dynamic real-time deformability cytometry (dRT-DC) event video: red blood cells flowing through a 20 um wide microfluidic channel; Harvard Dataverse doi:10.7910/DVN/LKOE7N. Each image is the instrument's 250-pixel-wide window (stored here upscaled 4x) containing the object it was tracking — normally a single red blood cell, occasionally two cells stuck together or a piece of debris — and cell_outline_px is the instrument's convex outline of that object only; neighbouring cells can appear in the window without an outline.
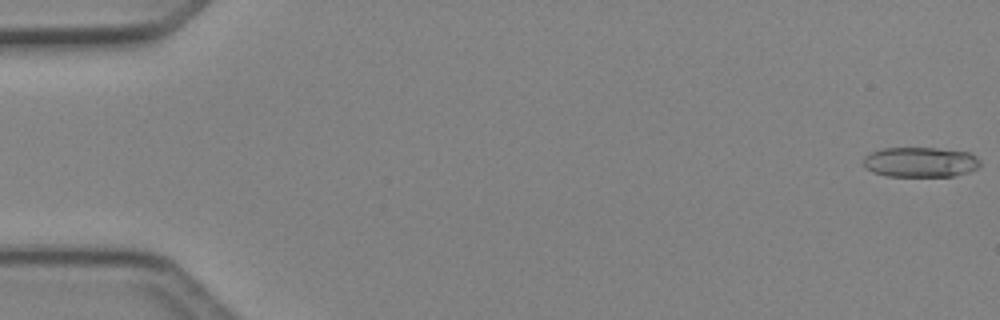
{"species": "Egyptian fruit bat (a non-hibernating species)", "species_latin": "Rousettus aegyptiacus", "temperature_condition": "cold", "stored_images_in_passage": 49, "camera_frame_rate_fps": 3000, "um_per_image_px": 0.085, "animal": {"sex": "female"}, "frame": {"image": 1, "passage_image": 1, "time_ms": 0.0, "image_size_px": [1000, 320], "cell_outline_px": [[980, 164], [976, 168], [968, 172], [952, 176], [888, 176], [872, 172], [864, 168], [864, 156], [872, 152], [884, 148], [936, 148], [968, 152], [976, 156], [980, 160]], "centroid_in_image_um": [78.22, 13.78], "position_along_channel_um": 6.8, "area_um2": 20.4}}
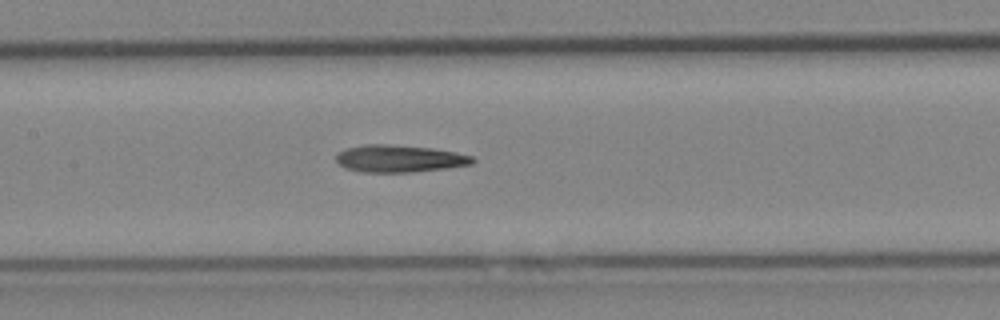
{"frame": {"image": 2, "passage_image": 24, "time_ms": 7.667, "image_size_px": [1000, 320], "cell_outline_px": [[476, 160], [472, 164], [448, 168], [412, 172], [360, 172], [344, 168], [336, 160], [336, 152], [348, 148], [364, 144], [388, 144], [432, 148], [456, 152], [472, 156]], "centroid_in_image_um": [33.94, 13.48], "position_along_channel_um": 173.5, "area_um2": 21.79}}
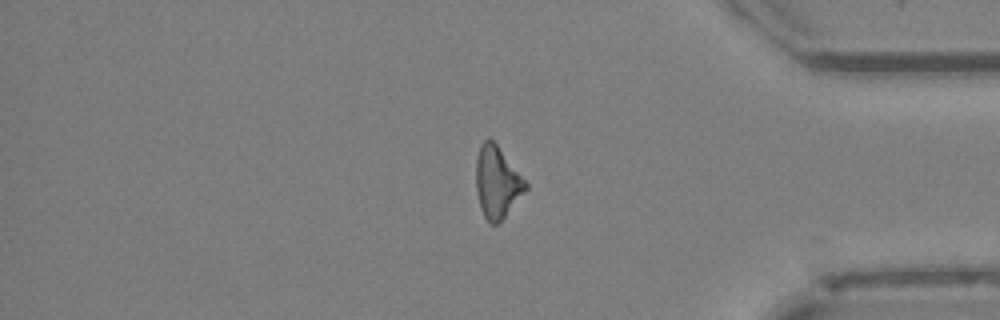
{"frame": {"image": 3, "passage_image": 41, "time_ms": 13.333, "image_size_px": [1000, 320], "cell_outline_px": [[528, 188], [504, 216], [496, 224], [492, 224], [484, 216], [480, 208], [476, 188], [476, 156], [480, 144], [488, 136], [496, 144], [528, 184]], "centroid_in_image_um": [42.22, 15.46], "position_along_channel_um": 393.0, "area_um2": 20.35}, "authors_computed_cell_mechanics": {"area_um2": 20.9236, "velocity_mm_per_s": 4.2604, "shape_relaxation_time_tau1_ms": 6.623, "shape_relaxation_time_tau2_ms": 6.7935, "deformation_change_tau1": 0.1739, "deformation_change_tau2": 0.2215}}